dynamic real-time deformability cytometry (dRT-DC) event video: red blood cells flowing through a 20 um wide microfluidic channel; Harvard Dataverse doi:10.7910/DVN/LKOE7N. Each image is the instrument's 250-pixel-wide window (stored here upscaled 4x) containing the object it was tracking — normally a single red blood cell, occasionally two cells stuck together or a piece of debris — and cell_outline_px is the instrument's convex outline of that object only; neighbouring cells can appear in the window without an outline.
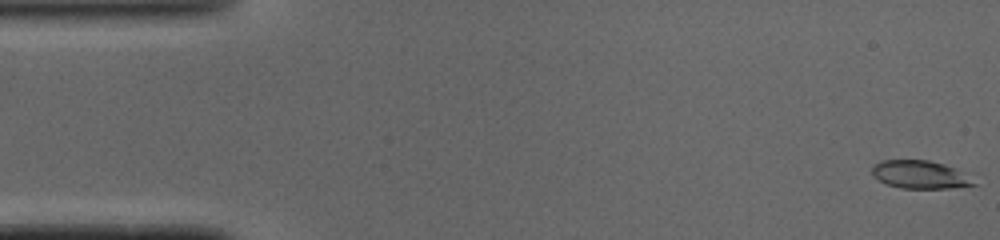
{"species": "common noctule bat (a hibernating species)", "species_latin": "Nyctalus noctula", "temperature_condition": "cold", "stored_images_in_passage": 49, "camera_frame_rate_fps": 3000, "um_per_image_px": 0.085, "animal": {"sex": "male", "body_mass_g": 19.0, "forearm_length_mm": 50.8}, "frame": {"image": 1, "passage_image": 1, "time_ms": 0.0, "image_size_px": [1000, 240], "cell_outline_px": [[976, 184], [948, 188], [900, 188], [884, 184], [872, 176], [872, 168], [876, 164], [884, 160], [928, 160], [944, 164], [952, 168]], "centroid_in_image_um": [78.06, 14.84], "position_along_channel_um": 6.9, "area_um2": 16.07}}
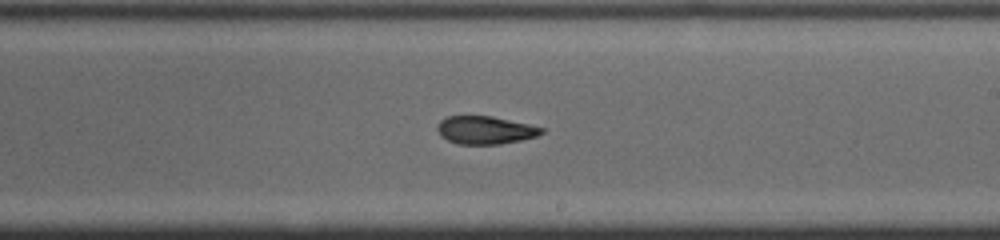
{"frame": {"image": 2, "passage_image": 28, "time_ms": 9.0, "image_size_px": [1000, 240], "cell_outline_px": [[544, 132], [536, 136], [520, 140], [500, 144], [460, 144], [448, 140], [440, 136], [436, 128], [440, 120], [448, 116], [492, 116], [528, 124], [544, 128]], "centroid_in_image_um": [41.22, 11.05], "position_along_channel_um": 247.8, "area_um2": 16.88}}
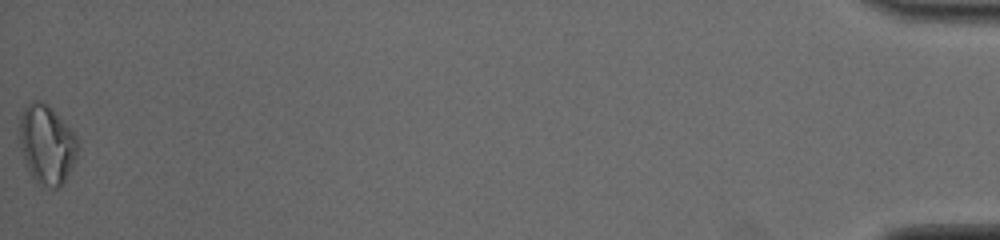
{"frame": {"image": 3, "passage_image": 49, "time_ms": 16.0, "image_size_px": [1000, 240], "cell_outline_px": [[80, 148], [60, 188], [52, 188], [36, 180], [28, 172], [20, 148], [20, 116], [24, 108], [32, 100], [40, 100], [48, 104], [76, 136]], "centroid_in_image_um": [3.96, 12.25], "position_along_channel_um": 431.2, "area_um2": 26.53}}